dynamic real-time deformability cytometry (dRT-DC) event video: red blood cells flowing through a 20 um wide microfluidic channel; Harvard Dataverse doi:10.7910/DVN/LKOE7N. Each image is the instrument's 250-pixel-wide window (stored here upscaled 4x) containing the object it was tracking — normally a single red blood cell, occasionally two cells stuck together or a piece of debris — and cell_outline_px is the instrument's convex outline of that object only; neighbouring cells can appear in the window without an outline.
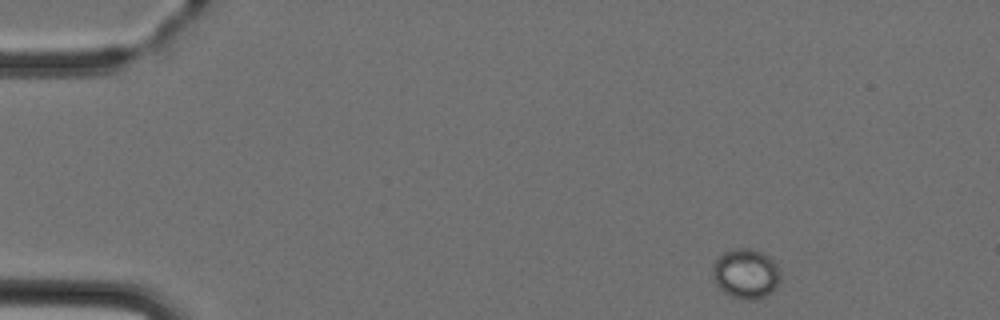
{"species": "Egyptian fruit bat (a non-hibernating species)", "species_latin": "Rousettus aegyptiacus", "temperature_condition": "cold", "stored_images_in_passage": 3, "camera_frame_rate_fps": 3000, "um_per_image_px": 0.085, "animal": {"sex": "female"}, "frame": {"image": 1, "passage_image": 1, "time_ms": 0.0, "image_size_px": [1000, 320], "cell_outline_px": [[780, 280], [776, 288], [764, 296], [752, 300], [740, 300], [724, 292], [716, 284], [712, 276], [712, 268], [716, 256], [732, 248], [752, 248], [764, 252], [772, 256], [780, 272]], "centroid_in_image_um": [63.39, 23.23], "position_along_channel_um": 21.6, "area_um2": 20.17}}